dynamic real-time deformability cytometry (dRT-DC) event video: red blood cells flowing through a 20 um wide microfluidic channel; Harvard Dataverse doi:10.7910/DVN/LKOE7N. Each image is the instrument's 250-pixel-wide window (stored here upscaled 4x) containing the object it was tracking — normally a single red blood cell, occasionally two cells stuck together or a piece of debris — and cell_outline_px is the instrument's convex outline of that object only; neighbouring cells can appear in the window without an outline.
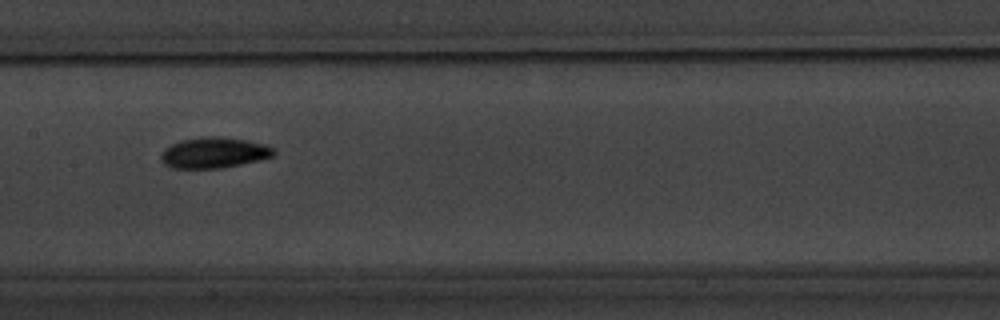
{"species": "common noctule bat (a hibernating species)", "species_latin": "Nyctalus noctula", "temperature_condition": "warm", "stored_images_in_passage": 13, "camera_frame_rate_fps": 3000, "um_per_image_px": 0.085, "animal": {"sex": "male", "body_mass_g": 20.1, "forearm_length_mm": 53.5}, "frame": {"image": 1, "passage_image": 4, "time_ms": 3.333, "image_size_px": [1000, 320], "cell_outline_px": [[276, 152], [272, 156], [260, 160], [224, 168], [172, 168], [164, 164], [160, 160], [160, 152], [164, 148], [180, 140], [204, 136], [220, 136], [268, 144], [276, 148]], "centroid_in_image_um": [18.19, 12.98], "position_along_channel_um": 189.2, "area_um2": 20.58}}
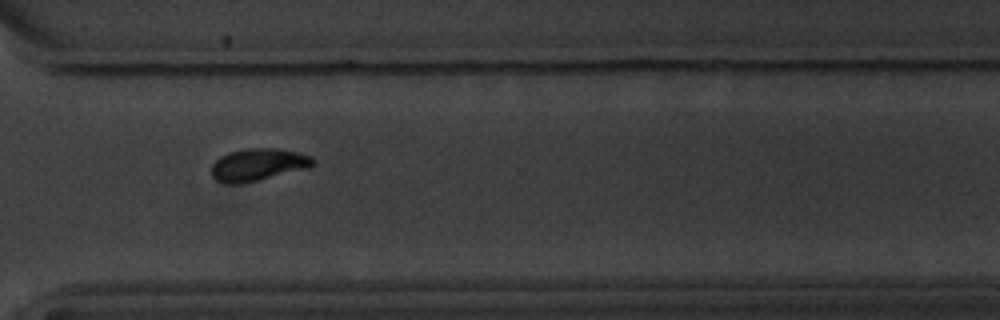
{"frame": {"image": 2, "passage_image": 8, "time_ms": 8.0, "image_size_px": [1000, 320], "cell_outline_px": [[316, 164], [308, 168], [240, 184], [224, 184], [216, 180], [212, 176], [212, 164], [220, 156], [228, 152], [248, 148], [276, 148], [296, 152], [312, 156], [316, 160]], "centroid_in_image_um": [21.93, 13.99], "position_along_channel_um": 348.7, "area_um2": 19.19}}
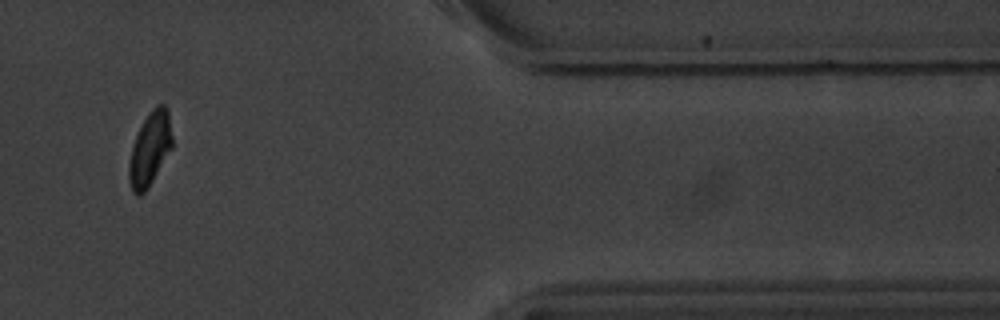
{"frame": {"image": 3, "passage_image": 10, "time_ms": 10.333, "image_size_px": [1000, 320], "cell_outline_px": [[172, 148], [148, 188], [140, 196], [136, 196], [132, 192], [128, 180], [128, 164], [132, 148], [136, 136], [148, 112], [156, 104], [164, 104], [168, 112], [172, 136]], "centroid_in_image_um": [12.73, 12.69], "position_along_channel_um": 398.7, "area_um2": 18.55}}